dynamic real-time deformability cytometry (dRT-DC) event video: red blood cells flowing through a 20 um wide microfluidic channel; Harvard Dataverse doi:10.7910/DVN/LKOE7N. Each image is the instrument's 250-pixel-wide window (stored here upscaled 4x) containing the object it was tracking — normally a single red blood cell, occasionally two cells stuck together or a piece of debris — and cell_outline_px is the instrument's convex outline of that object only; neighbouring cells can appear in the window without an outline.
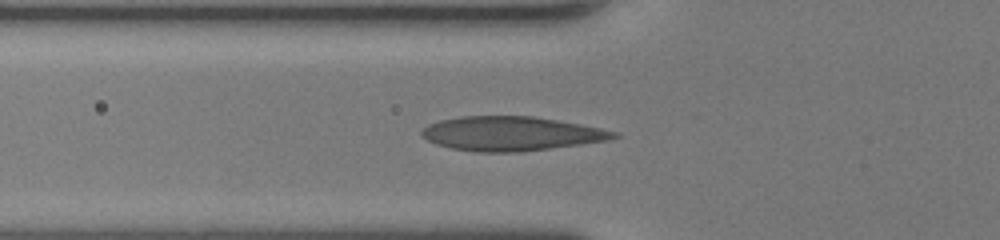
{"species": "human", "species_latin": "Homo sapiens", "temperature_condition": "room temperature", "stored_images_in_passage": 31, "camera_frame_rate_fps": 3000, "um_per_image_px": 0.085, "donor": {"sex": "female"}, "frame": {"image": 1, "passage_image": 2, "time_ms": 0.333, "image_size_px": [1000, 240], "cell_outline_px": [[620, 136], [608, 140], [580, 144], [520, 152], [476, 152], [452, 148], [436, 144], [420, 136], [420, 132], [428, 124], [440, 120], [460, 116], [532, 116], [580, 124], [620, 132]], "centroid_in_image_um": [43.43, 11.36], "position_along_channel_um": 82.4, "area_um2": 38.26}}
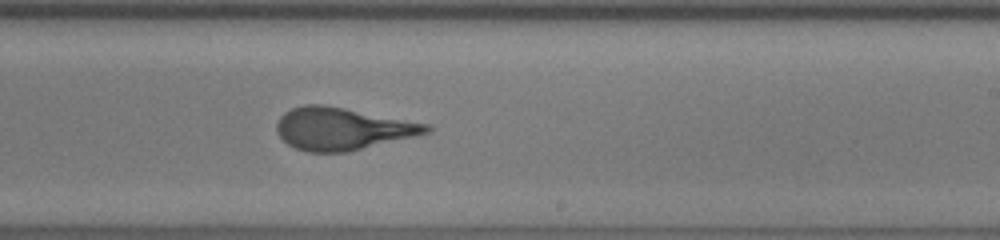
{"frame": {"image": 2, "passage_image": 14, "time_ms": 4.333, "image_size_px": [1000, 240], "cell_outline_px": [[432, 128], [428, 132], [416, 136], [348, 152], [308, 152], [296, 148], [288, 144], [276, 132], [276, 124], [280, 116], [284, 112], [292, 108], [304, 104], [324, 104], [428, 124]], "centroid_in_image_um": [29.06, 10.94], "position_along_channel_um": 259.9, "area_um2": 36.82}}
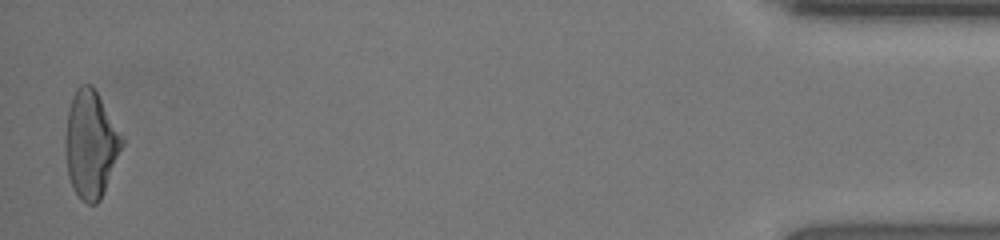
{"frame": {"image": 3, "passage_image": 31, "time_ms": 10.0, "image_size_px": [1000, 240], "cell_outline_px": [[124, 144], [104, 192], [100, 200], [96, 204], [88, 204], [76, 192], [68, 176], [64, 144], [68, 108], [72, 96], [76, 88], [80, 84], [92, 84], [124, 140]], "centroid_in_image_um": [7.7, 12.24], "position_along_channel_um": 427.5, "area_um2": 35.08}, "authors_computed_cell_mechanics": {"area_um2": 36.703, "velocity_mm_per_s": 4.4533, "shape_relaxation_time_tau1_ms": 5.6514, "shape_relaxation_time_tau2_ms": 0.6553, "deformation_change_tau1": 0.241, "deformation_change_tau2": 0.0712}}